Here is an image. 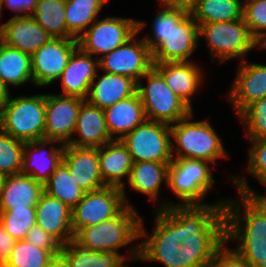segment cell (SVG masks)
I'll use <instances>...</instances> for the list:
<instances>
[{"label":"cell","instance_id":"obj_1","mask_svg":"<svg viewBox=\"0 0 266 267\" xmlns=\"http://www.w3.org/2000/svg\"><path fill=\"white\" fill-rule=\"evenodd\" d=\"M220 198L207 205H171L178 216V236L187 254V267H207L225 244V204Z\"/></svg>","mask_w":266,"mask_h":267},{"label":"cell","instance_id":"obj_2","mask_svg":"<svg viewBox=\"0 0 266 267\" xmlns=\"http://www.w3.org/2000/svg\"><path fill=\"white\" fill-rule=\"evenodd\" d=\"M236 194L225 204V243L250 267H266V196Z\"/></svg>","mask_w":266,"mask_h":267},{"label":"cell","instance_id":"obj_3","mask_svg":"<svg viewBox=\"0 0 266 267\" xmlns=\"http://www.w3.org/2000/svg\"><path fill=\"white\" fill-rule=\"evenodd\" d=\"M140 214L136 207L126 205L111 219L81 229L73 241L83 249L120 253L129 263H136L139 256ZM123 251L129 252L126 254Z\"/></svg>","mask_w":266,"mask_h":267},{"label":"cell","instance_id":"obj_4","mask_svg":"<svg viewBox=\"0 0 266 267\" xmlns=\"http://www.w3.org/2000/svg\"><path fill=\"white\" fill-rule=\"evenodd\" d=\"M152 212V231L145 226L147 222L141 217L137 262H155L163 267H187V254L178 236V216L169 207L153 208Z\"/></svg>","mask_w":266,"mask_h":267},{"label":"cell","instance_id":"obj_5","mask_svg":"<svg viewBox=\"0 0 266 267\" xmlns=\"http://www.w3.org/2000/svg\"><path fill=\"white\" fill-rule=\"evenodd\" d=\"M192 111L182 120L170 124L173 158L201 159L217 167L219 160L229 159L230 153L209 119L195 121Z\"/></svg>","mask_w":266,"mask_h":267},{"label":"cell","instance_id":"obj_6","mask_svg":"<svg viewBox=\"0 0 266 267\" xmlns=\"http://www.w3.org/2000/svg\"><path fill=\"white\" fill-rule=\"evenodd\" d=\"M199 25V42L204 41L208 47L207 53L210 62L225 65L227 62L237 61L238 63L248 59L252 51L259 52V42L251 35L248 26L241 19L207 23Z\"/></svg>","mask_w":266,"mask_h":267},{"label":"cell","instance_id":"obj_7","mask_svg":"<svg viewBox=\"0 0 266 267\" xmlns=\"http://www.w3.org/2000/svg\"><path fill=\"white\" fill-rule=\"evenodd\" d=\"M215 166L206 160L173 158L168 167L167 191L176 196L177 205H207L216 188ZM208 201V202H206Z\"/></svg>","mask_w":266,"mask_h":267},{"label":"cell","instance_id":"obj_8","mask_svg":"<svg viewBox=\"0 0 266 267\" xmlns=\"http://www.w3.org/2000/svg\"><path fill=\"white\" fill-rule=\"evenodd\" d=\"M0 109V130L25 143L44 138L45 93L12 96Z\"/></svg>","mask_w":266,"mask_h":267},{"label":"cell","instance_id":"obj_9","mask_svg":"<svg viewBox=\"0 0 266 267\" xmlns=\"http://www.w3.org/2000/svg\"><path fill=\"white\" fill-rule=\"evenodd\" d=\"M137 94L147 120L176 123L193 110L167 85L163 76L152 67L137 82Z\"/></svg>","mask_w":266,"mask_h":267},{"label":"cell","instance_id":"obj_10","mask_svg":"<svg viewBox=\"0 0 266 267\" xmlns=\"http://www.w3.org/2000/svg\"><path fill=\"white\" fill-rule=\"evenodd\" d=\"M138 33V19L110 15L100 16L77 40L78 47L99 59L127 43Z\"/></svg>","mask_w":266,"mask_h":267},{"label":"cell","instance_id":"obj_11","mask_svg":"<svg viewBox=\"0 0 266 267\" xmlns=\"http://www.w3.org/2000/svg\"><path fill=\"white\" fill-rule=\"evenodd\" d=\"M147 20L138 19V33L127 43L99 58V70L132 78L136 82L154 65L151 49L142 36Z\"/></svg>","mask_w":266,"mask_h":267},{"label":"cell","instance_id":"obj_12","mask_svg":"<svg viewBox=\"0 0 266 267\" xmlns=\"http://www.w3.org/2000/svg\"><path fill=\"white\" fill-rule=\"evenodd\" d=\"M133 162H171L172 143L170 125L145 120L121 139Z\"/></svg>","mask_w":266,"mask_h":267},{"label":"cell","instance_id":"obj_13","mask_svg":"<svg viewBox=\"0 0 266 267\" xmlns=\"http://www.w3.org/2000/svg\"><path fill=\"white\" fill-rule=\"evenodd\" d=\"M169 164L170 162H134L129 179L122 188L126 205L135 207L127 194L132 190L134 191L133 193H138L147 197L148 201L151 202V206L153 205L154 207L156 205V210L167 208L171 205H177L175 200H171L168 196L167 198L163 197L164 194H160L163 188L167 189ZM128 188H130V190Z\"/></svg>","mask_w":266,"mask_h":267},{"label":"cell","instance_id":"obj_14","mask_svg":"<svg viewBox=\"0 0 266 267\" xmlns=\"http://www.w3.org/2000/svg\"><path fill=\"white\" fill-rule=\"evenodd\" d=\"M125 206L121 188L106 186L85 192L84 197L71 211L74 236L85 227L111 219Z\"/></svg>","mask_w":266,"mask_h":267},{"label":"cell","instance_id":"obj_15","mask_svg":"<svg viewBox=\"0 0 266 267\" xmlns=\"http://www.w3.org/2000/svg\"><path fill=\"white\" fill-rule=\"evenodd\" d=\"M78 48L77 39L52 38L31 55L34 87L47 89L57 83L72 53Z\"/></svg>","mask_w":266,"mask_h":267},{"label":"cell","instance_id":"obj_16","mask_svg":"<svg viewBox=\"0 0 266 267\" xmlns=\"http://www.w3.org/2000/svg\"><path fill=\"white\" fill-rule=\"evenodd\" d=\"M237 64L235 76L224 96L236 117L252 103L266 97V64L249 59Z\"/></svg>","mask_w":266,"mask_h":267},{"label":"cell","instance_id":"obj_17","mask_svg":"<svg viewBox=\"0 0 266 267\" xmlns=\"http://www.w3.org/2000/svg\"><path fill=\"white\" fill-rule=\"evenodd\" d=\"M85 100L75 96H64L45 92L44 138L66 145L74 134L81 104Z\"/></svg>","mask_w":266,"mask_h":267},{"label":"cell","instance_id":"obj_18","mask_svg":"<svg viewBox=\"0 0 266 267\" xmlns=\"http://www.w3.org/2000/svg\"><path fill=\"white\" fill-rule=\"evenodd\" d=\"M200 44L199 25L189 14L181 23H171L166 40L152 52L153 63L193 61Z\"/></svg>","mask_w":266,"mask_h":267},{"label":"cell","instance_id":"obj_19","mask_svg":"<svg viewBox=\"0 0 266 267\" xmlns=\"http://www.w3.org/2000/svg\"><path fill=\"white\" fill-rule=\"evenodd\" d=\"M154 63L153 67L163 76L166 85L193 111L194 98L202 91L207 75L199 62ZM205 72V73H203ZM202 88V89H201ZM199 92V93H198Z\"/></svg>","mask_w":266,"mask_h":267},{"label":"cell","instance_id":"obj_20","mask_svg":"<svg viewBox=\"0 0 266 267\" xmlns=\"http://www.w3.org/2000/svg\"><path fill=\"white\" fill-rule=\"evenodd\" d=\"M64 145L51 139H38L24 145L21 174L44 184L63 162Z\"/></svg>","mask_w":266,"mask_h":267},{"label":"cell","instance_id":"obj_21","mask_svg":"<svg viewBox=\"0 0 266 267\" xmlns=\"http://www.w3.org/2000/svg\"><path fill=\"white\" fill-rule=\"evenodd\" d=\"M99 70V59L84 53L79 47L72 53L59 80L61 93L64 96H75L87 99L92 81Z\"/></svg>","mask_w":266,"mask_h":267},{"label":"cell","instance_id":"obj_22","mask_svg":"<svg viewBox=\"0 0 266 267\" xmlns=\"http://www.w3.org/2000/svg\"><path fill=\"white\" fill-rule=\"evenodd\" d=\"M52 38L32 16L9 17L0 22V41L29 55Z\"/></svg>","mask_w":266,"mask_h":267},{"label":"cell","instance_id":"obj_23","mask_svg":"<svg viewBox=\"0 0 266 267\" xmlns=\"http://www.w3.org/2000/svg\"><path fill=\"white\" fill-rule=\"evenodd\" d=\"M63 163L77 184L85 191L106 187L99 166V148L64 145Z\"/></svg>","mask_w":266,"mask_h":267},{"label":"cell","instance_id":"obj_24","mask_svg":"<svg viewBox=\"0 0 266 267\" xmlns=\"http://www.w3.org/2000/svg\"><path fill=\"white\" fill-rule=\"evenodd\" d=\"M36 225L52 235L62 246L74 240L72 209L45 192L35 205Z\"/></svg>","mask_w":266,"mask_h":267},{"label":"cell","instance_id":"obj_25","mask_svg":"<svg viewBox=\"0 0 266 267\" xmlns=\"http://www.w3.org/2000/svg\"><path fill=\"white\" fill-rule=\"evenodd\" d=\"M113 141L108 131L104 109L85 100L79 109L74 134L68 145L99 148Z\"/></svg>","mask_w":266,"mask_h":267},{"label":"cell","instance_id":"obj_26","mask_svg":"<svg viewBox=\"0 0 266 267\" xmlns=\"http://www.w3.org/2000/svg\"><path fill=\"white\" fill-rule=\"evenodd\" d=\"M136 91L137 82L132 78L98 70L86 100L100 109H105L133 96Z\"/></svg>","mask_w":266,"mask_h":267},{"label":"cell","instance_id":"obj_27","mask_svg":"<svg viewBox=\"0 0 266 267\" xmlns=\"http://www.w3.org/2000/svg\"><path fill=\"white\" fill-rule=\"evenodd\" d=\"M133 159L121 140L99 147L100 174L106 186L123 188L129 179Z\"/></svg>","mask_w":266,"mask_h":267},{"label":"cell","instance_id":"obj_28","mask_svg":"<svg viewBox=\"0 0 266 267\" xmlns=\"http://www.w3.org/2000/svg\"><path fill=\"white\" fill-rule=\"evenodd\" d=\"M105 121L112 140H121L146 120L137 92L104 109Z\"/></svg>","mask_w":266,"mask_h":267},{"label":"cell","instance_id":"obj_29","mask_svg":"<svg viewBox=\"0 0 266 267\" xmlns=\"http://www.w3.org/2000/svg\"><path fill=\"white\" fill-rule=\"evenodd\" d=\"M248 149H247V163L244 169L243 174L240 172L227 173L226 176L228 182L233 184L234 190L239 193L253 195V196H266V193L258 192L257 189L251 187L249 179L247 176H251L258 181L261 186L266 188V138L258 140H248ZM245 171V172H244ZM245 173V174H244ZM232 174V175H231ZM230 180V181H229Z\"/></svg>","mask_w":266,"mask_h":267},{"label":"cell","instance_id":"obj_30","mask_svg":"<svg viewBox=\"0 0 266 267\" xmlns=\"http://www.w3.org/2000/svg\"><path fill=\"white\" fill-rule=\"evenodd\" d=\"M44 192V184L31 176L17 174L7 176L0 192V209L35 206Z\"/></svg>","mask_w":266,"mask_h":267},{"label":"cell","instance_id":"obj_31","mask_svg":"<svg viewBox=\"0 0 266 267\" xmlns=\"http://www.w3.org/2000/svg\"><path fill=\"white\" fill-rule=\"evenodd\" d=\"M0 79L10 92L12 87L34 85L31 55L0 41Z\"/></svg>","mask_w":266,"mask_h":267},{"label":"cell","instance_id":"obj_32","mask_svg":"<svg viewBox=\"0 0 266 267\" xmlns=\"http://www.w3.org/2000/svg\"><path fill=\"white\" fill-rule=\"evenodd\" d=\"M60 255L67 267H129L130 263L116 252L86 250L74 241L61 247Z\"/></svg>","mask_w":266,"mask_h":267},{"label":"cell","instance_id":"obj_33","mask_svg":"<svg viewBox=\"0 0 266 267\" xmlns=\"http://www.w3.org/2000/svg\"><path fill=\"white\" fill-rule=\"evenodd\" d=\"M65 2L67 30L78 39L100 16H103L104 6L108 0H65Z\"/></svg>","mask_w":266,"mask_h":267},{"label":"cell","instance_id":"obj_34","mask_svg":"<svg viewBox=\"0 0 266 267\" xmlns=\"http://www.w3.org/2000/svg\"><path fill=\"white\" fill-rule=\"evenodd\" d=\"M244 0H197L189 10L198 24L227 22L243 17Z\"/></svg>","mask_w":266,"mask_h":267},{"label":"cell","instance_id":"obj_35","mask_svg":"<svg viewBox=\"0 0 266 267\" xmlns=\"http://www.w3.org/2000/svg\"><path fill=\"white\" fill-rule=\"evenodd\" d=\"M65 0H38L34 20L54 38L77 39L66 25Z\"/></svg>","mask_w":266,"mask_h":267},{"label":"cell","instance_id":"obj_36","mask_svg":"<svg viewBox=\"0 0 266 267\" xmlns=\"http://www.w3.org/2000/svg\"><path fill=\"white\" fill-rule=\"evenodd\" d=\"M44 192L58 198L71 209L79 203L85 194V191L77 184L63 162L44 183Z\"/></svg>","mask_w":266,"mask_h":267},{"label":"cell","instance_id":"obj_37","mask_svg":"<svg viewBox=\"0 0 266 267\" xmlns=\"http://www.w3.org/2000/svg\"><path fill=\"white\" fill-rule=\"evenodd\" d=\"M156 14L151 20L149 33H145L142 38L153 52L171 32V23H181L190 11L180 7H161L156 10Z\"/></svg>","mask_w":266,"mask_h":267},{"label":"cell","instance_id":"obj_38","mask_svg":"<svg viewBox=\"0 0 266 267\" xmlns=\"http://www.w3.org/2000/svg\"><path fill=\"white\" fill-rule=\"evenodd\" d=\"M55 255L26 239L17 240L5 267H46Z\"/></svg>","mask_w":266,"mask_h":267},{"label":"cell","instance_id":"obj_39","mask_svg":"<svg viewBox=\"0 0 266 267\" xmlns=\"http://www.w3.org/2000/svg\"><path fill=\"white\" fill-rule=\"evenodd\" d=\"M0 223L16 241L25 239L27 232L36 225L35 206L0 209Z\"/></svg>","mask_w":266,"mask_h":267},{"label":"cell","instance_id":"obj_40","mask_svg":"<svg viewBox=\"0 0 266 267\" xmlns=\"http://www.w3.org/2000/svg\"><path fill=\"white\" fill-rule=\"evenodd\" d=\"M25 142L0 130V172L6 176L21 174Z\"/></svg>","mask_w":266,"mask_h":267},{"label":"cell","instance_id":"obj_41","mask_svg":"<svg viewBox=\"0 0 266 267\" xmlns=\"http://www.w3.org/2000/svg\"><path fill=\"white\" fill-rule=\"evenodd\" d=\"M237 119L247 141L266 138V97L248 106Z\"/></svg>","mask_w":266,"mask_h":267},{"label":"cell","instance_id":"obj_42","mask_svg":"<svg viewBox=\"0 0 266 267\" xmlns=\"http://www.w3.org/2000/svg\"><path fill=\"white\" fill-rule=\"evenodd\" d=\"M243 19L259 43L266 38V0H244Z\"/></svg>","mask_w":266,"mask_h":267},{"label":"cell","instance_id":"obj_43","mask_svg":"<svg viewBox=\"0 0 266 267\" xmlns=\"http://www.w3.org/2000/svg\"><path fill=\"white\" fill-rule=\"evenodd\" d=\"M25 239L39 248L51 251L55 256L60 255L62 245L38 225L27 232Z\"/></svg>","mask_w":266,"mask_h":267},{"label":"cell","instance_id":"obj_44","mask_svg":"<svg viewBox=\"0 0 266 267\" xmlns=\"http://www.w3.org/2000/svg\"><path fill=\"white\" fill-rule=\"evenodd\" d=\"M231 246L225 243L213 255L207 267H250Z\"/></svg>","mask_w":266,"mask_h":267},{"label":"cell","instance_id":"obj_45","mask_svg":"<svg viewBox=\"0 0 266 267\" xmlns=\"http://www.w3.org/2000/svg\"><path fill=\"white\" fill-rule=\"evenodd\" d=\"M38 0H0V19L4 14V9L13 13L10 17L31 16L36 8Z\"/></svg>","mask_w":266,"mask_h":267},{"label":"cell","instance_id":"obj_46","mask_svg":"<svg viewBox=\"0 0 266 267\" xmlns=\"http://www.w3.org/2000/svg\"><path fill=\"white\" fill-rule=\"evenodd\" d=\"M16 240L5 230L0 223V266H5Z\"/></svg>","mask_w":266,"mask_h":267},{"label":"cell","instance_id":"obj_47","mask_svg":"<svg viewBox=\"0 0 266 267\" xmlns=\"http://www.w3.org/2000/svg\"><path fill=\"white\" fill-rule=\"evenodd\" d=\"M161 7H180L190 10L197 0H157Z\"/></svg>","mask_w":266,"mask_h":267},{"label":"cell","instance_id":"obj_48","mask_svg":"<svg viewBox=\"0 0 266 267\" xmlns=\"http://www.w3.org/2000/svg\"><path fill=\"white\" fill-rule=\"evenodd\" d=\"M10 94V90L4 85V83L0 79V109L3 104L9 99Z\"/></svg>","mask_w":266,"mask_h":267},{"label":"cell","instance_id":"obj_49","mask_svg":"<svg viewBox=\"0 0 266 267\" xmlns=\"http://www.w3.org/2000/svg\"><path fill=\"white\" fill-rule=\"evenodd\" d=\"M46 267H67L64 258L59 255L55 256Z\"/></svg>","mask_w":266,"mask_h":267},{"label":"cell","instance_id":"obj_50","mask_svg":"<svg viewBox=\"0 0 266 267\" xmlns=\"http://www.w3.org/2000/svg\"><path fill=\"white\" fill-rule=\"evenodd\" d=\"M6 175L4 173L0 172V192L3 190L4 188V183H5V179H6Z\"/></svg>","mask_w":266,"mask_h":267},{"label":"cell","instance_id":"obj_51","mask_svg":"<svg viewBox=\"0 0 266 267\" xmlns=\"http://www.w3.org/2000/svg\"><path fill=\"white\" fill-rule=\"evenodd\" d=\"M266 50V38L259 43V51H265Z\"/></svg>","mask_w":266,"mask_h":267}]
</instances>
